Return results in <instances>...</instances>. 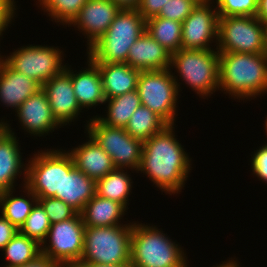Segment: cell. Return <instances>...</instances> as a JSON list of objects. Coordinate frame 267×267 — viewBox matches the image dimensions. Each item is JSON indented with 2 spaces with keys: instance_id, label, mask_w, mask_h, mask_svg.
Wrapping results in <instances>:
<instances>
[{
  "instance_id": "cell-1",
  "label": "cell",
  "mask_w": 267,
  "mask_h": 267,
  "mask_svg": "<svg viewBox=\"0 0 267 267\" xmlns=\"http://www.w3.org/2000/svg\"><path fill=\"white\" fill-rule=\"evenodd\" d=\"M174 125L143 142L137 173H145L155 187L166 194L180 193L191 170V159L174 133Z\"/></svg>"
},
{
  "instance_id": "cell-2",
  "label": "cell",
  "mask_w": 267,
  "mask_h": 267,
  "mask_svg": "<svg viewBox=\"0 0 267 267\" xmlns=\"http://www.w3.org/2000/svg\"><path fill=\"white\" fill-rule=\"evenodd\" d=\"M246 100L267 92L265 53H219V91Z\"/></svg>"
},
{
  "instance_id": "cell-3",
  "label": "cell",
  "mask_w": 267,
  "mask_h": 267,
  "mask_svg": "<svg viewBox=\"0 0 267 267\" xmlns=\"http://www.w3.org/2000/svg\"><path fill=\"white\" fill-rule=\"evenodd\" d=\"M130 263L133 267H188L178 243L156 225L138 222L132 225Z\"/></svg>"
},
{
  "instance_id": "cell-4",
  "label": "cell",
  "mask_w": 267,
  "mask_h": 267,
  "mask_svg": "<svg viewBox=\"0 0 267 267\" xmlns=\"http://www.w3.org/2000/svg\"><path fill=\"white\" fill-rule=\"evenodd\" d=\"M146 30V20L137 9H121L105 34L88 50L95 64L127 63L130 47Z\"/></svg>"
},
{
  "instance_id": "cell-5",
  "label": "cell",
  "mask_w": 267,
  "mask_h": 267,
  "mask_svg": "<svg viewBox=\"0 0 267 267\" xmlns=\"http://www.w3.org/2000/svg\"><path fill=\"white\" fill-rule=\"evenodd\" d=\"M171 68L177 70L179 80L182 79L187 87L190 86L203 99L219 90L217 49H180L171 54Z\"/></svg>"
},
{
  "instance_id": "cell-6",
  "label": "cell",
  "mask_w": 267,
  "mask_h": 267,
  "mask_svg": "<svg viewBox=\"0 0 267 267\" xmlns=\"http://www.w3.org/2000/svg\"><path fill=\"white\" fill-rule=\"evenodd\" d=\"M132 225L133 222L108 227H86L79 263H130Z\"/></svg>"
},
{
  "instance_id": "cell-7",
  "label": "cell",
  "mask_w": 267,
  "mask_h": 267,
  "mask_svg": "<svg viewBox=\"0 0 267 267\" xmlns=\"http://www.w3.org/2000/svg\"><path fill=\"white\" fill-rule=\"evenodd\" d=\"M171 69L141 71L137 92L141 104L160 116L168 125H175L180 83ZM175 121V122H174Z\"/></svg>"
},
{
  "instance_id": "cell-8",
  "label": "cell",
  "mask_w": 267,
  "mask_h": 267,
  "mask_svg": "<svg viewBox=\"0 0 267 267\" xmlns=\"http://www.w3.org/2000/svg\"><path fill=\"white\" fill-rule=\"evenodd\" d=\"M266 30L257 17H219L216 49L219 53H265Z\"/></svg>"
},
{
  "instance_id": "cell-9",
  "label": "cell",
  "mask_w": 267,
  "mask_h": 267,
  "mask_svg": "<svg viewBox=\"0 0 267 267\" xmlns=\"http://www.w3.org/2000/svg\"><path fill=\"white\" fill-rule=\"evenodd\" d=\"M89 119L85 126L86 134L111 157L114 167L137 172L143 141L131 137L125 128L107 126L95 116Z\"/></svg>"
},
{
  "instance_id": "cell-10",
  "label": "cell",
  "mask_w": 267,
  "mask_h": 267,
  "mask_svg": "<svg viewBox=\"0 0 267 267\" xmlns=\"http://www.w3.org/2000/svg\"><path fill=\"white\" fill-rule=\"evenodd\" d=\"M85 228L80 213L73 218L51 224L41 244V253L59 267H75L82 258Z\"/></svg>"
},
{
  "instance_id": "cell-11",
  "label": "cell",
  "mask_w": 267,
  "mask_h": 267,
  "mask_svg": "<svg viewBox=\"0 0 267 267\" xmlns=\"http://www.w3.org/2000/svg\"><path fill=\"white\" fill-rule=\"evenodd\" d=\"M64 51L47 45L22 46L4 55L3 61L13 70L37 81L41 86L64 68ZM63 57V58H62Z\"/></svg>"
},
{
  "instance_id": "cell-12",
  "label": "cell",
  "mask_w": 267,
  "mask_h": 267,
  "mask_svg": "<svg viewBox=\"0 0 267 267\" xmlns=\"http://www.w3.org/2000/svg\"><path fill=\"white\" fill-rule=\"evenodd\" d=\"M26 184L37 198L61 194L62 149L38 151L27 161Z\"/></svg>"
},
{
  "instance_id": "cell-13",
  "label": "cell",
  "mask_w": 267,
  "mask_h": 267,
  "mask_svg": "<svg viewBox=\"0 0 267 267\" xmlns=\"http://www.w3.org/2000/svg\"><path fill=\"white\" fill-rule=\"evenodd\" d=\"M212 2L200 0L182 22L181 49H213L210 44L218 43L219 16Z\"/></svg>"
},
{
  "instance_id": "cell-14",
  "label": "cell",
  "mask_w": 267,
  "mask_h": 267,
  "mask_svg": "<svg viewBox=\"0 0 267 267\" xmlns=\"http://www.w3.org/2000/svg\"><path fill=\"white\" fill-rule=\"evenodd\" d=\"M71 69V66L65 64V68L58 75L42 85L54 118L61 126L76 121L82 112L71 83Z\"/></svg>"
},
{
  "instance_id": "cell-15",
  "label": "cell",
  "mask_w": 267,
  "mask_h": 267,
  "mask_svg": "<svg viewBox=\"0 0 267 267\" xmlns=\"http://www.w3.org/2000/svg\"><path fill=\"white\" fill-rule=\"evenodd\" d=\"M121 8L112 0H88L68 25L87 38V50L107 31ZM87 36V37H86Z\"/></svg>"
},
{
  "instance_id": "cell-16",
  "label": "cell",
  "mask_w": 267,
  "mask_h": 267,
  "mask_svg": "<svg viewBox=\"0 0 267 267\" xmlns=\"http://www.w3.org/2000/svg\"><path fill=\"white\" fill-rule=\"evenodd\" d=\"M96 181L75 167L71 154L62 150L61 194L56 198L64 201L80 213L95 195Z\"/></svg>"
},
{
  "instance_id": "cell-17",
  "label": "cell",
  "mask_w": 267,
  "mask_h": 267,
  "mask_svg": "<svg viewBox=\"0 0 267 267\" xmlns=\"http://www.w3.org/2000/svg\"><path fill=\"white\" fill-rule=\"evenodd\" d=\"M16 114L21 129L34 137H42L61 128L54 118L47 95L42 88L27 98L19 106Z\"/></svg>"
},
{
  "instance_id": "cell-18",
  "label": "cell",
  "mask_w": 267,
  "mask_h": 267,
  "mask_svg": "<svg viewBox=\"0 0 267 267\" xmlns=\"http://www.w3.org/2000/svg\"><path fill=\"white\" fill-rule=\"evenodd\" d=\"M127 64L140 71L170 69L171 53L145 30L130 47Z\"/></svg>"
},
{
  "instance_id": "cell-19",
  "label": "cell",
  "mask_w": 267,
  "mask_h": 267,
  "mask_svg": "<svg viewBox=\"0 0 267 267\" xmlns=\"http://www.w3.org/2000/svg\"><path fill=\"white\" fill-rule=\"evenodd\" d=\"M42 86L32 78L16 72L4 61L0 67V101L17 111L19 106Z\"/></svg>"
},
{
  "instance_id": "cell-20",
  "label": "cell",
  "mask_w": 267,
  "mask_h": 267,
  "mask_svg": "<svg viewBox=\"0 0 267 267\" xmlns=\"http://www.w3.org/2000/svg\"><path fill=\"white\" fill-rule=\"evenodd\" d=\"M10 125L9 132L0 141V192L15 189V181L21 174H24L23 185L26 184L27 164L22 160L19 139Z\"/></svg>"
},
{
  "instance_id": "cell-21",
  "label": "cell",
  "mask_w": 267,
  "mask_h": 267,
  "mask_svg": "<svg viewBox=\"0 0 267 267\" xmlns=\"http://www.w3.org/2000/svg\"><path fill=\"white\" fill-rule=\"evenodd\" d=\"M88 66L79 72L71 70V83L80 108L89 109L105 103L101 73L98 66L87 56Z\"/></svg>"
},
{
  "instance_id": "cell-22",
  "label": "cell",
  "mask_w": 267,
  "mask_h": 267,
  "mask_svg": "<svg viewBox=\"0 0 267 267\" xmlns=\"http://www.w3.org/2000/svg\"><path fill=\"white\" fill-rule=\"evenodd\" d=\"M88 141L68 152L75 167L95 181L115 169L111 157L90 137Z\"/></svg>"
},
{
  "instance_id": "cell-23",
  "label": "cell",
  "mask_w": 267,
  "mask_h": 267,
  "mask_svg": "<svg viewBox=\"0 0 267 267\" xmlns=\"http://www.w3.org/2000/svg\"><path fill=\"white\" fill-rule=\"evenodd\" d=\"M101 73L105 99L114 98L137 89L140 70L127 63L96 64Z\"/></svg>"
},
{
  "instance_id": "cell-24",
  "label": "cell",
  "mask_w": 267,
  "mask_h": 267,
  "mask_svg": "<svg viewBox=\"0 0 267 267\" xmlns=\"http://www.w3.org/2000/svg\"><path fill=\"white\" fill-rule=\"evenodd\" d=\"M127 208L115 201L94 195L80 212L86 227L125 225L120 223Z\"/></svg>"
},
{
  "instance_id": "cell-25",
  "label": "cell",
  "mask_w": 267,
  "mask_h": 267,
  "mask_svg": "<svg viewBox=\"0 0 267 267\" xmlns=\"http://www.w3.org/2000/svg\"><path fill=\"white\" fill-rule=\"evenodd\" d=\"M23 187L25 191H22L26 196H13L15 189L0 192V212L11 224H13L18 229H20V227L25 223L26 218L32 211V208L38 202L37 196L25 185ZM25 197L28 198L26 199Z\"/></svg>"
},
{
  "instance_id": "cell-26",
  "label": "cell",
  "mask_w": 267,
  "mask_h": 267,
  "mask_svg": "<svg viewBox=\"0 0 267 267\" xmlns=\"http://www.w3.org/2000/svg\"><path fill=\"white\" fill-rule=\"evenodd\" d=\"M126 170V172H125ZM115 168L104 177L96 180L95 194L99 197L110 199L124 205H129V195L132 190L133 180L127 169Z\"/></svg>"
},
{
  "instance_id": "cell-27",
  "label": "cell",
  "mask_w": 267,
  "mask_h": 267,
  "mask_svg": "<svg viewBox=\"0 0 267 267\" xmlns=\"http://www.w3.org/2000/svg\"><path fill=\"white\" fill-rule=\"evenodd\" d=\"M107 114L95 117L102 123L110 127L125 128L129 123L131 115L141 106V100L137 90L127 92L123 95L106 99Z\"/></svg>"
},
{
  "instance_id": "cell-28",
  "label": "cell",
  "mask_w": 267,
  "mask_h": 267,
  "mask_svg": "<svg viewBox=\"0 0 267 267\" xmlns=\"http://www.w3.org/2000/svg\"><path fill=\"white\" fill-rule=\"evenodd\" d=\"M146 31L169 53L181 49L182 22L155 16L146 20Z\"/></svg>"
},
{
  "instance_id": "cell-29",
  "label": "cell",
  "mask_w": 267,
  "mask_h": 267,
  "mask_svg": "<svg viewBox=\"0 0 267 267\" xmlns=\"http://www.w3.org/2000/svg\"><path fill=\"white\" fill-rule=\"evenodd\" d=\"M166 126L168 124L160 116L141 105L131 115L125 130L131 137L144 142L152 135L160 133Z\"/></svg>"
},
{
  "instance_id": "cell-30",
  "label": "cell",
  "mask_w": 267,
  "mask_h": 267,
  "mask_svg": "<svg viewBox=\"0 0 267 267\" xmlns=\"http://www.w3.org/2000/svg\"><path fill=\"white\" fill-rule=\"evenodd\" d=\"M7 264L4 267H17L27 264L41 254V245L19 231L2 250Z\"/></svg>"
},
{
  "instance_id": "cell-31",
  "label": "cell",
  "mask_w": 267,
  "mask_h": 267,
  "mask_svg": "<svg viewBox=\"0 0 267 267\" xmlns=\"http://www.w3.org/2000/svg\"><path fill=\"white\" fill-rule=\"evenodd\" d=\"M44 12L54 22L69 25L88 0H37Z\"/></svg>"
},
{
  "instance_id": "cell-32",
  "label": "cell",
  "mask_w": 267,
  "mask_h": 267,
  "mask_svg": "<svg viewBox=\"0 0 267 267\" xmlns=\"http://www.w3.org/2000/svg\"><path fill=\"white\" fill-rule=\"evenodd\" d=\"M50 226L51 223L46 212L37 202L26 218L25 223L20 227L19 232L36 240L41 245L49 232Z\"/></svg>"
},
{
  "instance_id": "cell-33",
  "label": "cell",
  "mask_w": 267,
  "mask_h": 267,
  "mask_svg": "<svg viewBox=\"0 0 267 267\" xmlns=\"http://www.w3.org/2000/svg\"><path fill=\"white\" fill-rule=\"evenodd\" d=\"M215 1V2H214ZM219 17H256L258 0H213Z\"/></svg>"
},
{
  "instance_id": "cell-34",
  "label": "cell",
  "mask_w": 267,
  "mask_h": 267,
  "mask_svg": "<svg viewBox=\"0 0 267 267\" xmlns=\"http://www.w3.org/2000/svg\"><path fill=\"white\" fill-rule=\"evenodd\" d=\"M51 224L73 218L78 212L64 201L55 198H38Z\"/></svg>"
},
{
  "instance_id": "cell-35",
  "label": "cell",
  "mask_w": 267,
  "mask_h": 267,
  "mask_svg": "<svg viewBox=\"0 0 267 267\" xmlns=\"http://www.w3.org/2000/svg\"><path fill=\"white\" fill-rule=\"evenodd\" d=\"M200 0H168L157 17L183 22Z\"/></svg>"
},
{
  "instance_id": "cell-36",
  "label": "cell",
  "mask_w": 267,
  "mask_h": 267,
  "mask_svg": "<svg viewBox=\"0 0 267 267\" xmlns=\"http://www.w3.org/2000/svg\"><path fill=\"white\" fill-rule=\"evenodd\" d=\"M251 159V169L253 174L267 184V143L260 146L259 149L254 151Z\"/></svg>"
},
{
  "instance_id": "cell-37",
  "label": "cell",
  "mask_w": 267,
  "mask_h": 267,
  "mask_svg": "<svg viewBox=\"0 0 267 267\" xmlns=\"http://www.w3.org/2000/svg\"><path fill=\"white\" fill-rule=\"evenodd\" d=\"M16 1L14 0H0V37L8 29L9 24L15 16L17 10Z\"/></svg>"
},
{
  "instance_id": "cell-38",
  "label": "cell",
  "mask_w": 267,
  "mask_h": 267,
  "mask_svg": "<svg viewBox=\"0 0 267 267\" xmlns=\"http://www.w3.org/2000/svg\"><path fill=\"white\" fill-rule=\"evenodd\" d=\"M166 2H168V0H141L137 11L145 20H148L158 16L163 5H166Z\"/></svg>"
},
{
  "instance_id": "cell-39",
  "label": "cell",
  "mask_w": 267,
  "mask_h": 267,
  "mask_svg": "<svg viewBox=\"0 0 267 267\" xmlns=\"http://www.w3.org/2000/svg\"><path fill=\"white\" fill-rule=\"evenodd\" d=\"M19 231L13 224H11L2 214L0 215V250L7 245V243Z\"/></svg>"
},
{
  "instance_id": "cell-40",
  "label": "cell",
  "mask_w": 267,
  "mask_h": 267,
  "mask_svg": "<svg viewBox=\"0 0 267 267\" xmlns=\"http://www.w3.org/2000/svg\"><path fill=\"white\" fill-rule=\"evenodd\" d=\"M17 267H59L55 262L50 260L46 255L40 254L32 261L28 262L25 265Z\"/></svg>"
},
{
  "instance_id": "cell-41",
  "label": "cell",
  "mask_w": 267,
  "mask_h": 267,
  "mask_svg": "<svg viewBox=\"0 0 267 267\" xmlns=\"http://www.w3.org/2000/svg\"><path fill=\"white\" fill-rule=\"evenodd\" d=\"M256 17L267 27V0H258Z\"/></svg>"
},
{
  "instance_id": "cell-42",
  "label": "cell",
  "mask_w": 267,
  "mask_h": 267,
  "mask_svg": "<svg viewBox=\"0 0 267 267\" xmlns=\"http://www.w3.org/2000/svg\"><path fill=\"white\" fill-rule=\"evenodd\" d=\"M121 9H137L141 0H112Z\"/></svg>"
},
{
  "instance_id": "cell-43",
  "label": "cell",
  "mask_w": 267,
  "mask_h": 267,
  "mask_svg": "<svg viewBox=\"0 0 267 267\" xmlns=\"http://www.w3.org/2000/svg\"><path fill=\"white\" fill-rule=\"evenodd\" d=\"M75 267H133V266L131 265V263L115 264V265L98 264V263H78Z\"/></svg>"
},
{
  "instance_id": "cell-44",
  "label": "cell",
  "mask_w": 267,
  "mask_h": 267,
  "mask_svg": "<svg viewBox=\"0 0 267 267\" xmlns=\"http://www.w3.org/2000/svg\"><path fill=\"white\" fill-rule=\"evenodd\" d=\"M235 259L236 258H231V260L229 259L227 261H224L222 264H217L216 266L214 265L212 267H240V262L238 263L237 259Z\"/></svg>"
},
{
  "instance_id": "cell-45",
  "label": "cell",
  "mask_w": 267,
  "mask_h": 267,
  "mask_svg": "<svg viewBox=\"0 0 267 267\" xmlns=\"http://www.w3.org/2000/svg\"><path fill=\"white\" fill-rule=\"evenodd\" d=\"M7 122V120H0V141L9 132V124Z\"/></svg>"
},
{
  "instance_id": "cell-46",
  "label": "cell",
  "mask_w": 267,
  "mask_h": 267,
  "mask_svg": "<svg viewBox=\"0 0 267 267\" xmlns=\"http://www.w3.org/2000/svg\"><path fill=\"white\" fill-rule=\"evenodd\" d=\"M265 118L266 119H265V128L264 129L266 130L265 133L267 134V117H265Z\"/></svg>"
},
{
  "instance_id": "cell-47",
  "label": "cell",
  "mask_w": 267,
  "mask_h": 267,
  "mask_svg": "<svg viewBox=\"0 0 267 267\" xmlns=\"http://www.w3.org/2000/svg\"><path fill=\"white\" fill-rule=\"evenodd\" d=\"M265 54H266V57H267V30H266V52H265Z\"/></svg>"
},
{
  "instance_id": "cell-48",
  "label": "cell",
  "mask_w": 267,
  "mask_h": 267,
  "mask_svg": "<svg viewBox=\"0 0 267 267\" xmlns=\"http://www.w3.org/2000/svg\"><path fill=\"white\" fill-rule=\"evenodd\" d=\"M3 55L1 56V54H0V67H1V64H2V62H3Z\"/></svg>"
}]
</instances>
